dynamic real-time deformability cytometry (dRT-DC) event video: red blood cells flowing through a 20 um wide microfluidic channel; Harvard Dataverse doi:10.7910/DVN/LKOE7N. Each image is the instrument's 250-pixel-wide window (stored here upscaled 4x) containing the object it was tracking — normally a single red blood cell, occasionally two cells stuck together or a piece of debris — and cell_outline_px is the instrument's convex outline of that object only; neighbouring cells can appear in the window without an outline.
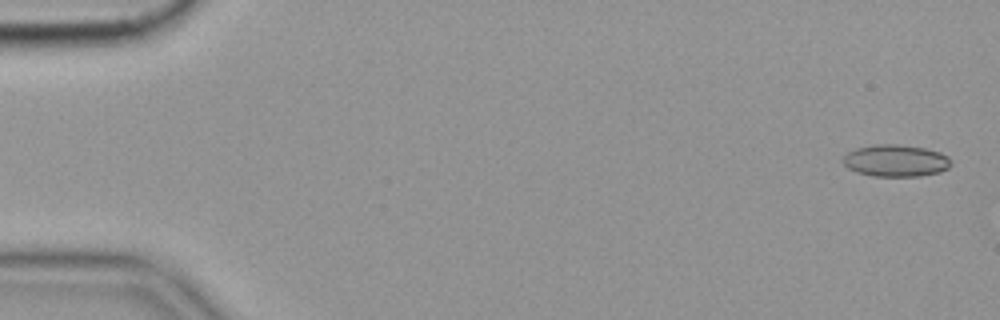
{"species": "common noctule bat (a hibernating species)", "species_latin": "Nyctalus noctula", "temperature_condition": "cold", "stored_images_in_passage": 57, "camera_frame_rate_fps": 3000, "um_per_image_px": 0.085, "animal": {"sex": "female", "body_mass_g": 19.9}, "frame": {"image": 1, "passage_image": 2, "time_ms": 0.333, "image_size_px": [1000, 320], "cell_outline_px": [[952, 164], [948, 168], [940, 172], [920, 176], [872, 176], [856, 172], [848, 168], [844, 164], [844, 156], [848, 152], [856, 148], [876, 144], [896, 144], [924, 148], [940, 152], [948, 156]], "centroid_in_image_um": [76.15, 13.66], "position_along_channel_um": 8.8, "area_um2": 20.11}}
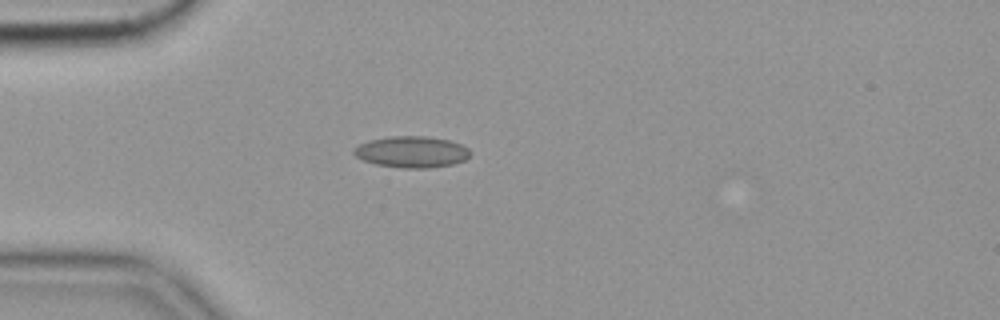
{"frame": {"image": 2, "passage_image": 16, "time_ms": 5.0, "image_size_px": [1000, 320], "cell_outline_px": [[468, 156], [464, 160], [452, 164], [428, 168], [400, 168], [376, 164], [364, 160], [356, 156], [352, 152], [352, 148], [368, 140], [388, 136], [424, 136], [448, 140], [460, 144], [468, 148]], "centroid_in_image_um": [34.94, 12.91], "position_along_channel_um": 50.1, "area_um2": 21.15}}
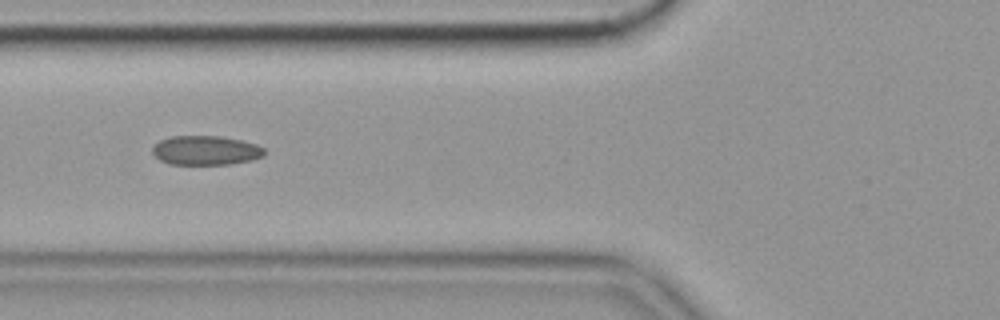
{"frame": {"image": 3, "passage_image": 22, "time_ms": 7.0, "image_size_px": [1000, 320], "cell_outline_px": [[264, 156], [252, 160], [228, 164], [168, 164], [160, 160], [152, 152], [152, 148], [160, 140], [172, 136], [220, 136], [240, 140], [256, 144], [264, 148]], "centroid_in_image_um": [17.49, 12.78], "position_along_channel_um": 108.3, "area_um2": 19.02}, "authors_computed_cell_mechanics": {"area_um2": 19.363, "velocity_mm_per_s": 3.5584, "shape_relaxation_time_tau1_ms": null, "shape_relaxation_time_tau2_ms": 2.2031, "deformation_change_tau1": null, "deformation_change_tau2": 0.0931}}